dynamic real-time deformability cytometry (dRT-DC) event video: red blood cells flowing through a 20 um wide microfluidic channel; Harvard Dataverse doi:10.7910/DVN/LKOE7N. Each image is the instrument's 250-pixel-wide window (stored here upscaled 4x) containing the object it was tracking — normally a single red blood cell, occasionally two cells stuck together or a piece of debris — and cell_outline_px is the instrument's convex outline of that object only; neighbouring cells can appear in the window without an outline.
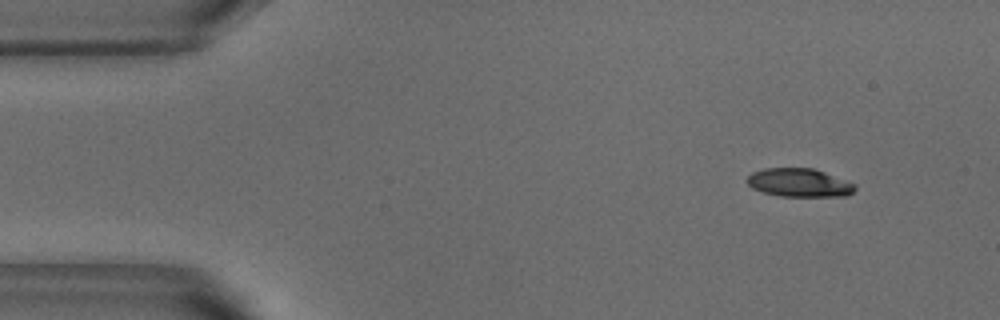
{"species": "common noctule bat (a hibernating species)", "species_latin": "Nyctalus noctula", "temperature_condition": "warm", "stored_images_in_passage": 48, "camera_frame_rate_fps": 3000, "um_per_image_px": 0.085, "animal": {"sex": "male", "body_mass_g": 18.8}, "frame": {"image": 1, "passage_image": 1, "time_ms": 0.0, "image_size_px": [1000, 320], "cell_outline_px": [[856, 188], [848, 196], [780, 196], [764, 192], [752, 188], [744, 180], [752, 172], [764, 168], [812, 168], [824, 172], [856, 184]], "centroid_in_image_um": [67.91, 15.53], "position_along_channel_um": 17.1, "area_um2": 17.86}}
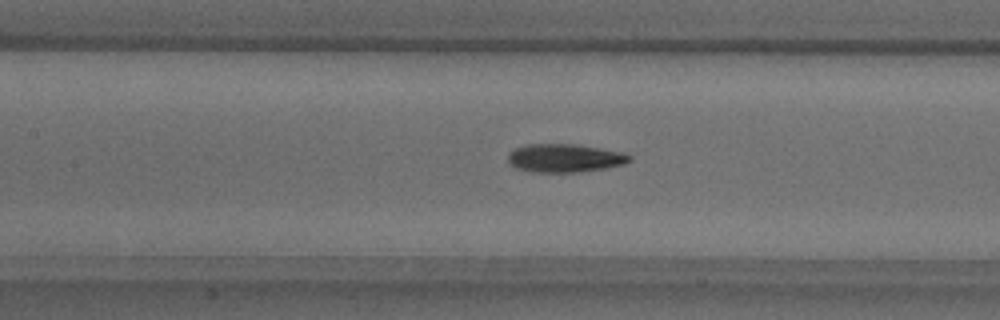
{"frame": {"image": 2, "passage_image": 19, "time_ms": 6.0, "image_size_px": [1000, 320], "cell_outline_px": [[632, 160], [624, 164], [604, 168], [576, 172], [532, 172], [516, 168], [508, 160], [508, 156], [516, 148], [528, 144], [576, 144], [624, 152], [632, 156]], "centroid_in_image_um": [48.05, 13.43], "position_along_channel_um": 159.4, "area_um2": 19.94}}
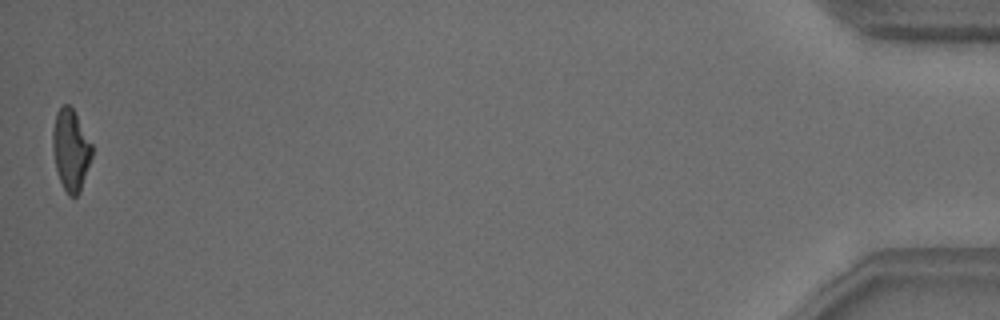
{"frame": {"image": 3, "passage_image": 48, "time_ms": 15.667, "image_size_px": [1000, 320], "cell_outline_px": [[92, 156], [80, 192], [76, 196], [68, 196], [60, 180], [56, 168], [52, 148], [52, 132], [56, 112], [64, 104], [68, 104], [72, 108], [92, 144]], "centroid_in_image_um": [6.01, 12.75], "position_along_channel_um": 429.2, "area_um2": 18.44}, "authors_computed_cell_mechanics": {"area_um2": 19.5653, "velocity_mm_per_s": 3.802, "shape_relaxation_time_tau1_ms": 3.918, "shape_relaxation_time_tau2_ms": 3.0003, "deformation_change_tau1": 0.1818, "deformation_change_tau2": 0.1161}}